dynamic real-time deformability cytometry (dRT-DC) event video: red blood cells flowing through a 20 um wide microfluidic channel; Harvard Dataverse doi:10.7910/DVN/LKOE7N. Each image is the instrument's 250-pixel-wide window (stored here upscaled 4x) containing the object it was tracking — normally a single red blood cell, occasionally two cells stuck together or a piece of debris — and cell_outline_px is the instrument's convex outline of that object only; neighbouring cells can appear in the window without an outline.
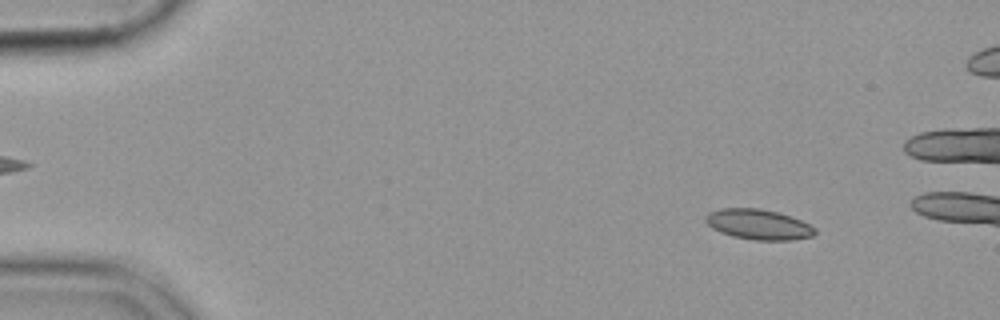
{"species": "common noctule bat (a hibernating species)", "species_latin": "Nyctalus noctula", "temperature_condition": "cold", "stored_images_in_passage": 56, "camera_frame_rate_fps": 3000, "um_per_image_px": 0.085, "animal": {"sex": "female", "body_mass_g": 19.9}, "frame": {"image": 1, "passage_image": 7, "time_ms": 2.0, "image_size_px": [1000, 320], "cell_outline_px": [[816, 232], [812, 236], [792, 240], [756, 240], [732, 236], [720, 232], [712, 228], [704, 220], [704, 216], [708, 212], [720, 208], [760, 208], [792, 216], [816, 228]], "centroid_in_image_um": [64.44, 19.07], "position_along_channel_um": 20.6, "area_um2": 19.36}}
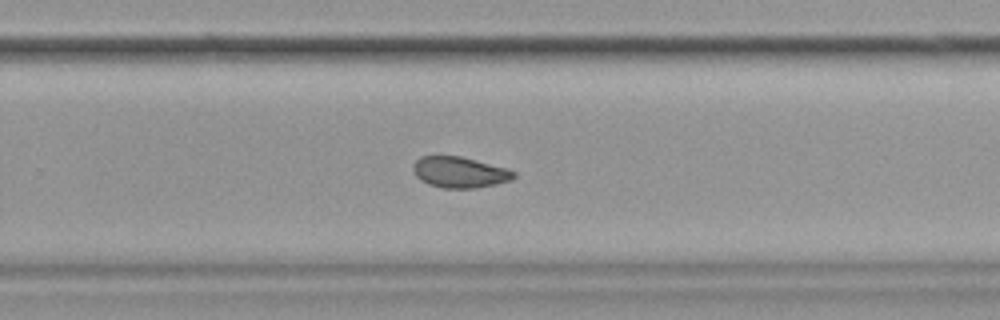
{"frame": {"image": 2, "passage_image": 37, "time_ms": 12.0, "image_size_px": [1000, 320], "cell_outline_px": [[516, 176], [512, 180], [476, 188], [444, 188], [428, 184], [420, 180], [412, 172], [412, 168], [416, 160], [420, 156], [460, 156], [508, 168], [516, 172]], "centroid_in_image_um": [39.07, 14.64], "position_along_channel_um": 290.7, "area_um2": 18.26}}
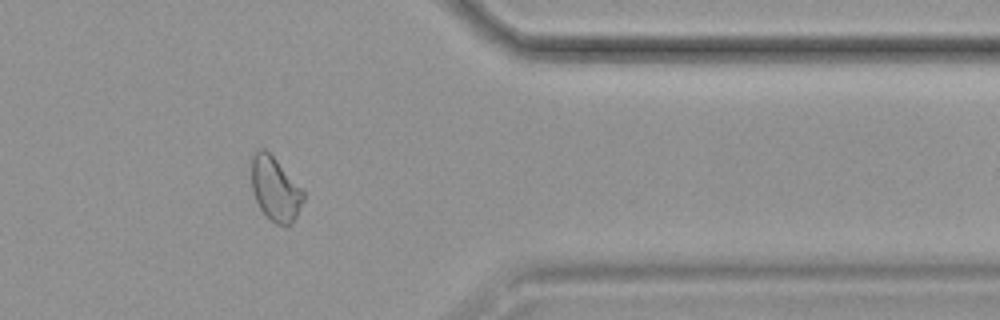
{"frame": {"image": 3, "passage_image": 46, "time_ms": 15.0, "image_size_px": [1000, 320], "cell_outline_px": [[304, 200], [292, 224], [288, 228], [276, 224], [260, 208], [256, 200], [252, 188], [252, 156], [260, 148], [264, 148], [276, 160], [304, 192]], "centroid_in_image_um": [23.4, 16.1], "position_along_channel_um": 388.0, "area_um2": 18.96}}